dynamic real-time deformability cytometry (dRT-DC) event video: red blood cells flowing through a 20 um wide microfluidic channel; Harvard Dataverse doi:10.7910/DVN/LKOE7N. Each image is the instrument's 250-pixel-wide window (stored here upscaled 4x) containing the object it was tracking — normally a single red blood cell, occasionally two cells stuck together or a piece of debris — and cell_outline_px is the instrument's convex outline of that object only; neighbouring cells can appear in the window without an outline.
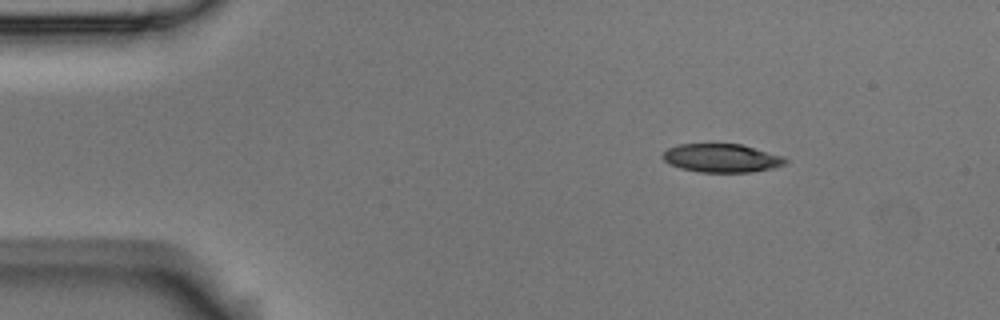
{"species": "Egyptian fruit bat (a non-hibernating species)", "species_latin": "Rousettus aegyptiacus", "temperature_condition": "room temperature", "stored_images_in_passage": 2, "segment_of_instrument_passage": [1, 2], "camera_frame_rate_fps": 3000, "um_per_image_px": 0.085, "animal": {"sex": "male"}, "frame": {"image": 1, "passage_image": 1, "time_ms": 0.0, "image_size_px": [1000, 320], "cell_outline_px": [[788, 160], [784, 164], [772, 168], [752, 172], [700, 172], [680, 168], [664, 160], [660, 156], [668, 148], [680, 144], [744, 144], [784, 156]], "centroid_in_image_um": [61.36, 13.43], "position_along_channel_um": 23.6, "area_um2": 20.4}}